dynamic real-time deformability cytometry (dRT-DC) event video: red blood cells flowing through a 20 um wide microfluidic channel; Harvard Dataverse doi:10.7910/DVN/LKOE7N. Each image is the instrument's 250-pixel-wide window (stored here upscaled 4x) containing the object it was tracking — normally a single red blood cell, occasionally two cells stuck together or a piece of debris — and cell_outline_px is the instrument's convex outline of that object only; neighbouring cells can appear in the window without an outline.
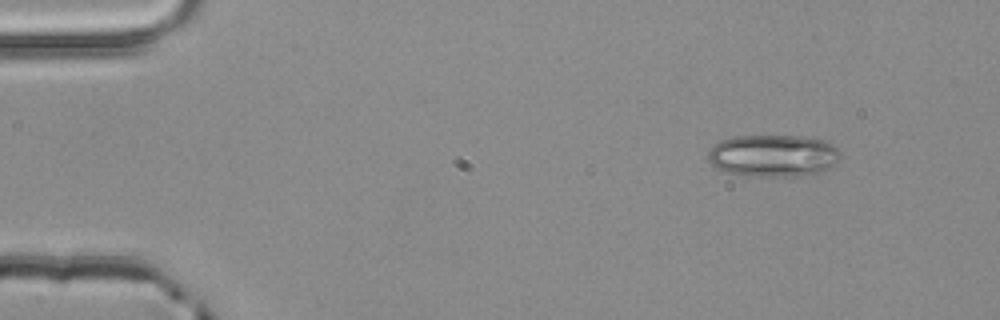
{"species": "common noctule bat (a hibernating species)", "species_latin": "Nyctalus noctula", "temperature_condition": "room temperature", "stored_images_in_passage": 3, "camera_frame_rate_fps": 3000, "um_per_image_px": 0.085, "animal": {"sex": "male", "body_mass_g": 20.4}, "frame": {"image": 1, "passage_image": 1, "time_ms": 0.0, "image_size_px": [1000, 320], "cell_outline_px": [[840, 160], [820, 172], [800, 176], [748, 176], [728, 172], [716, 168], [708, 160], [708, 152], [720, 140], [732, 136], [800, 136], [824, 140], [832, 144], [840, 152]], "centroid_in_image_um": [65.72, 13.23], "position_along_channel_um": 19.3, "area_um2": 32.48}}